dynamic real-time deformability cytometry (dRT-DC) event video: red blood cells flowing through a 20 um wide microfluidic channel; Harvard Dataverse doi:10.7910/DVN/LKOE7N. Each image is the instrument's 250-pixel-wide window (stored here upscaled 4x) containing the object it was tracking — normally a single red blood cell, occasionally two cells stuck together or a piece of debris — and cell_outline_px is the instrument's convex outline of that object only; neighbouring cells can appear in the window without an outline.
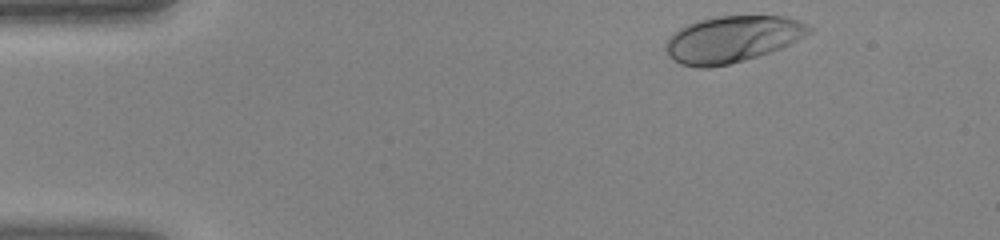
{"species": "human", "species_latin": "Homo sapiens", "temperature_condition": "warm", "stored_images_in_passage": 40, "camera_frame_rate_fps": 3000, "um_per_image_px": 0.085, "donor": {"sex": "female"}, "frame": {"image": 1, "passage_image": 1, "time_ms": 0.0, "image_size_px": [1000, 240], "cell_outline_px": [[816, 28], [812, 32], [780, 48], [744, 60], [728, 64], [708, 68], [696, 68], [680, 64], [668, 56], [664, 48], [664, 44], [680, 28], [688, 24], [700, 20], [720, 16], [784, 16], [808, 24]], "centroid_in_image_um": [62.24, 3.33], "position_along_channel_um": 22.8, "area_um2": 38.55}}
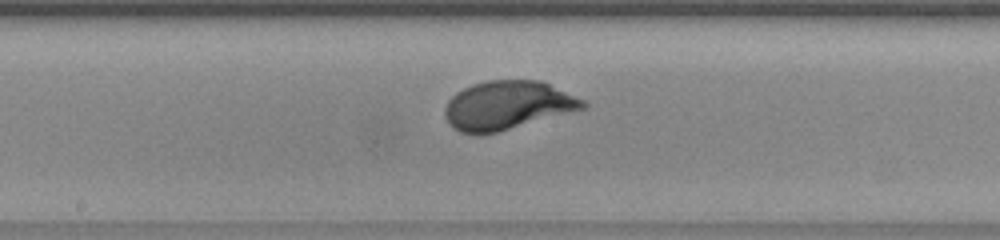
{"frame": {"image": 2, "passage_image": 19, "time_ms": 6.0, "image_size_px": [1000, 240], "cell_outline_px": [[588, 108], [496, 132], [480, 136], [476, 136], [460, 132], [452, 128], [444, 116], [444, 108], [448, 100], [456, 92], [472, 84], [488, 80], [540, 80], [584, 100], [588, 104]], "centroid_in_image_um": [43.1, 8.97], "position_along_channel_um": 205.1, "area_um2": 39.42}}
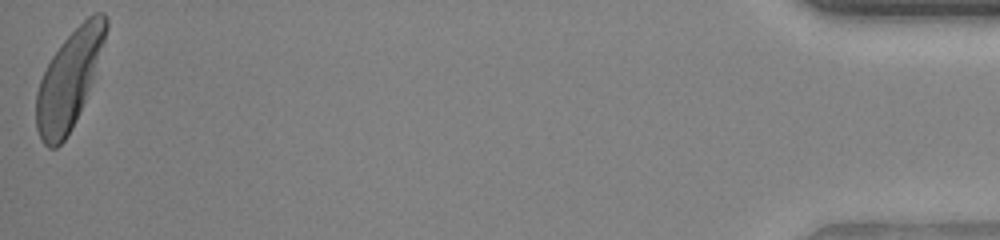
{"frame": {"image": 3, "passage_image": 40, "time_ms": 13.0, "image_size_px": [1000, 240], "cell_outline_px": [[108, 28], [92, 80], [76, 120], [72, 128], [64, 140], [56, 148], [48, 148], [44, 144], [36, 128], [36, 92], [40, 80], [52, 56], [60, 44], [88, 16], [96, 12], [104, 12], [108, 20]], "centroid_in_image_um": [5.86, 6.77], "position_along_channel_um": 429.3, "area_um2": 38.78}}